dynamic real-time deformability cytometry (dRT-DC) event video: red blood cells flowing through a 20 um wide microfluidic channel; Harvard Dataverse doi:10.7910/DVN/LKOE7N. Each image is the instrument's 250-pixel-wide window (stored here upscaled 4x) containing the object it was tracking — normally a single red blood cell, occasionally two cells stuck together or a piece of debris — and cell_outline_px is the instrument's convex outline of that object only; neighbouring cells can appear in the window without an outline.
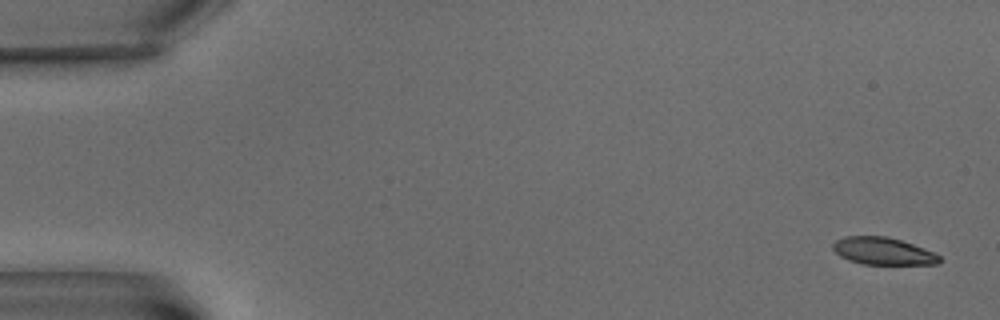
{"species": "common noctule bat (a hibernating species)", "species_latin": "Nyctalus noctula", "temperature_condition": "warm", "stored_images_in_passage": 6, "camera_frame_rate_fps": 3000, "um_per_image_px": 0.085, "animal": {"sex": "male", "body_mass_g": 15.6}, "frame": {"image": 1, "passage_image": 1, "time_ms": 0.0, "image_size_px": [1000, 320], "cell_outline_px": [[944, 260], [936, 264], [864, 264], [848, 260], [840, 256], [832, 248], [832, 244], [836, 240], [844, 236], [888, 236], [912, 244], [932, 252], [940, 256]], "centroid_in_image_um": [75.04, 21.34], "position_along_channel_um": 10.0, "area_um2": 16.88}}
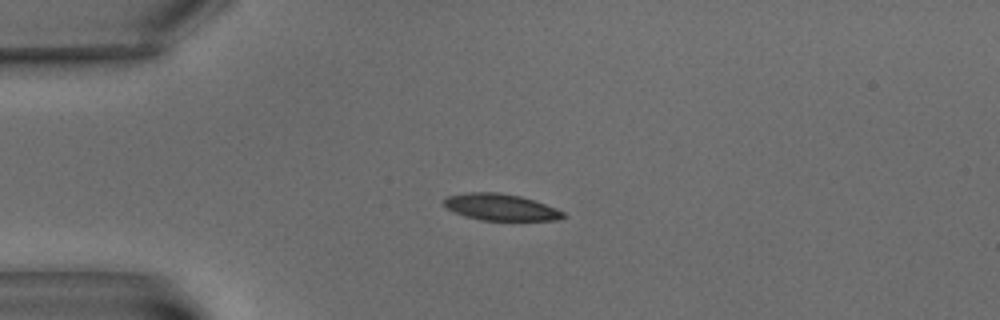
{"frame": {"image": 2, "passage_image": 5, "time_ms": 5.0, "image_size_px": [1000, 320], "cell_outline_px": [[568, 216], [560, 220], [480, 220], [464, 216], [448, 208], [444, 204], [444, 200], [448, 196], [468, 192], [496, 192], [520, 196], [556, 208], [564, 212]], "centroid_in_image_um": [42.59, 17.62], "position_along_channel_um": 42.4, "area_um2": 18.32}}